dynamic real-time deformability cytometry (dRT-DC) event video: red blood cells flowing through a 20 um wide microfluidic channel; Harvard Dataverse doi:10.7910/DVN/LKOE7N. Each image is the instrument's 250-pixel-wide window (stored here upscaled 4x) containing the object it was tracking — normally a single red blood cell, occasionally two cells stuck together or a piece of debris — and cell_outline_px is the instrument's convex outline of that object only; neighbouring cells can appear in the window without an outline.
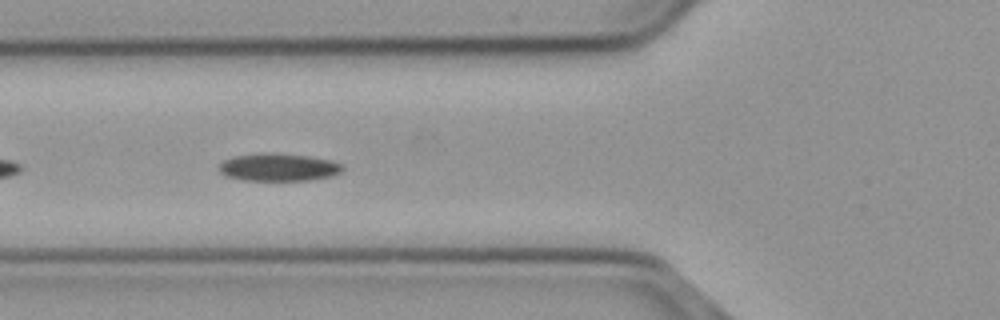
{"species": "common noctule bat (a hibernating species)", "species_latin": "Nyctalus noctula", "temperature_condition": "cold", "stored_images_in_passage": 37, "camera_frame_rate_fps": 3000, "um_per_image_px": 0.085, "animal": {"sex": "male", "body_mass_g": 23.1, "forearm_length_mm": 52.7}, "frame": {"image": 1, "passage_image": 6, "time_ms": 1.667, "image_size_px": [1000, 320], "cell_outline_px": [[344, 168], [340, 172], [332, 176], [308, 180], [244, 180], [224, 176], [220, 172], [220, 164], [224, 160], [236, 156], [268, 152], [308, 156], [332, 160], [340, 164]], "centroid_in_image_um": [23.68, 14.22], "position_along_channel_um": 102.1, "area_um2": 19.77}, "authors_computed_cell_mechanics": {"area_um2": 16.9354, "velocity_mm_per_s": 3.7136, "shape_relaxation_time_tau1_ms": null, "shape_relaxation_time_tau2_ms": 5.4554, "deformation_change_tau1": null, "deformation_change_tau2": 0.0826}}